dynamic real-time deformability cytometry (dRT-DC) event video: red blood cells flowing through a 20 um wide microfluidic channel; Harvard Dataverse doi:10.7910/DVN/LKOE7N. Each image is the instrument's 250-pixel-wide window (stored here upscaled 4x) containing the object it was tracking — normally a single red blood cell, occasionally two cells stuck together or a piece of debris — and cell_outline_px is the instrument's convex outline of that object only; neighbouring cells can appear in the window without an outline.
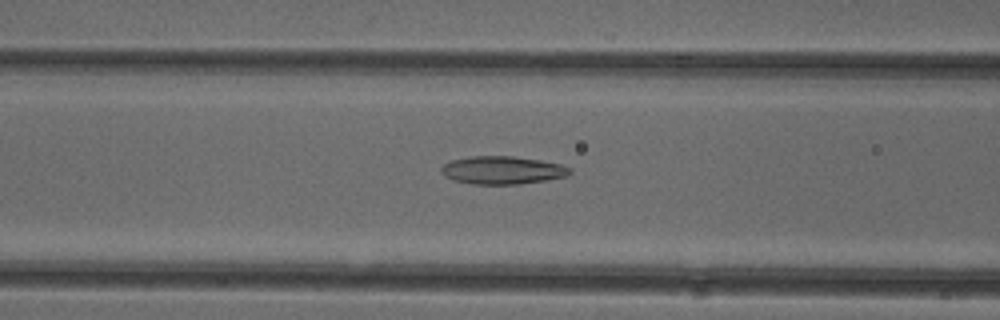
{"species": "common noctule bat (a hibernating species)", "species_latin": "Nyctalus noctula", "temperature_condition": "cold", "stored_images_in_passage": 40, "camera_frame_rate_fps": 3000, "um_per_image_px": 0.085, "animal": {"sex": "female"}, "frame": {"image": 1, "passage_image": 9, "time_ms": 2.667, "image_size_px": [1000, 320], "cell_outline_px": [[572, 172], [568, 176], [520, 184], [472, 184], [452, 180], [444, 176], [440, 172], [440, 168], [444, 164], [452, 160], [468, 156], [512, 156], [540, 160], [560, 164], [572, 168]], "centroid_in_image_um": [42.68, 14.46], "position_along_channel_um": 123.9, "area_um2": 21.1}}
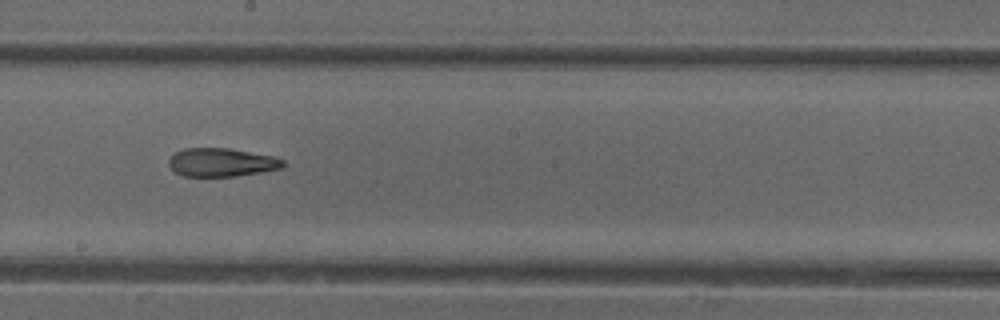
{"frame": {"image": 2, "passage_image": 17, "time_ms": 5.333, "image_size_px": [1000, 320], "cell_outline_px": [[284, 168], [236, 176], [184, 176], [176, 172], [168, 164], [168, 160], [176, 152], [184, 148], [228, 148], [272, 156], [284, 160]], "centroid_in_image_um": [18.84, 13.8], "position_along_channel_um": 229.4, "area_um2": 18.79}}
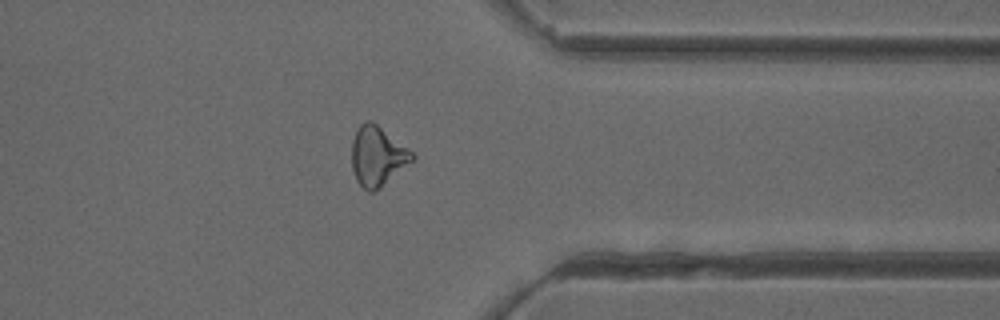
{"frame": {"image": 3, "passage_image": 29, "time_ms": 9.333, "image_size_px": [1000, 320], "cell_outline_px": [[416, 156], [412, 160], [380, 188], [372, 192], [368, 192], [356, 180], [352, 168], [352, 140], [360, 124], [364, 120], [372, 120], [412, 152]], "centroid_in_image_um": [32.05, 13.26], "position_along_channel_um": 379.4, "area_um2": 20.63}, "authors_computed_cell_mechanics": {"area_um2": 20.1722, "velocity_mm_per_s": 3.9497, "shape_relaxation_time_tau1_ms": 8.8603, "shape_relaxation_time_tau2_ms": 3.9833, "deformation_change_tau1": 0.204, "deformation_change_tau2": 0.132}}